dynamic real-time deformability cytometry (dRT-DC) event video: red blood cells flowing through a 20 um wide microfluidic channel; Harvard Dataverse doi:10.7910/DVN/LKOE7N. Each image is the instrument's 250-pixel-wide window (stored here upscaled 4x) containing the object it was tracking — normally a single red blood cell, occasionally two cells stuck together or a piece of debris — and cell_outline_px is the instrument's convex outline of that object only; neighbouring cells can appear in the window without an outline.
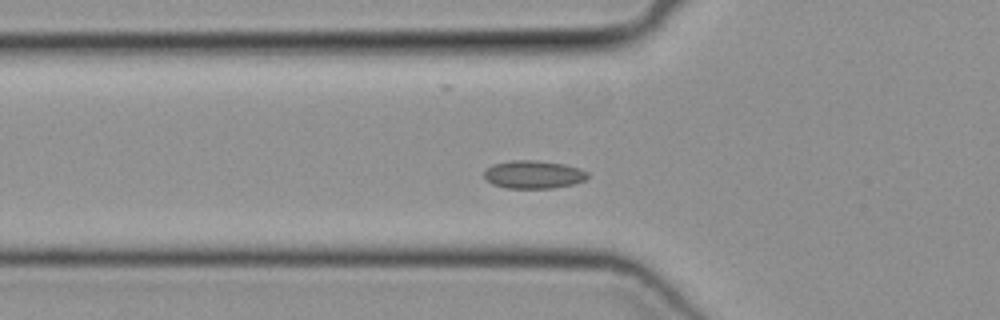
{"species": "common noctule bat (a hibernating species)", "species_latin": "Nyctalus noctula", "temperature_condition": "cold", "stored_images_in_passage": 45, "camera_frame_rate_fps": 3000, "um_per_image_px": 0.085, "animal": {"sex": "female", "body_mass_g": 19.3, "forearm_length_mm": 54.1}, "frame": {"image": 1, "passage_image": 11, "time_ms": 3.333, "image_size_px": [1000, 320], "cell_outline_px": [[588, 176], [584, 180], [576, 184], [552, 188], [504, 188], [492, 184], [484, 180], [484, 168], [492, 164], [512, 160], [536, 160], [564, 164], [580, 168], [588, 172]], "centroid_in_image_um": [45.31, 14.83], "position_along_channel_um": 80.5, "area_um2": 17.22}}
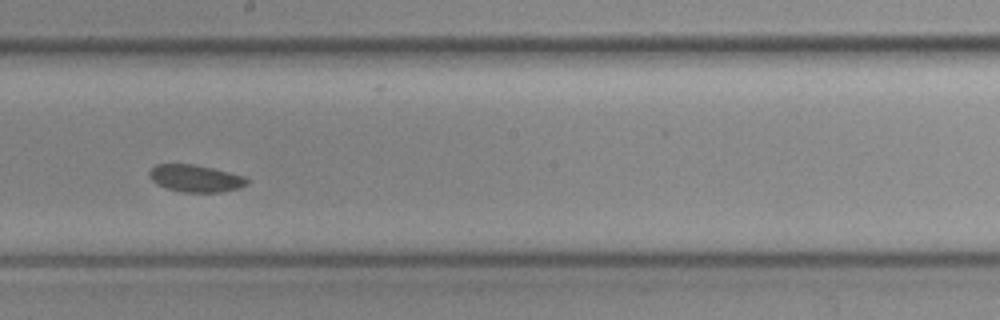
{"frame": {"image": 2, "passage_image": 22, "time_ms": 7.0, "image_size_px": [1000, 320], "cell_outline_px": [[248, 184], [240, 188], [220, 192], [184, 192], [168, 188], [156, 184], [152, 180], [148, 172], [156, 164], [192, 164], [212, 168], [244, 176], [248, 180]], "centroid_in_image_um": [16.62, 15.16], "position_along_channel_um": 231.6, "area_um2": 15.32}}
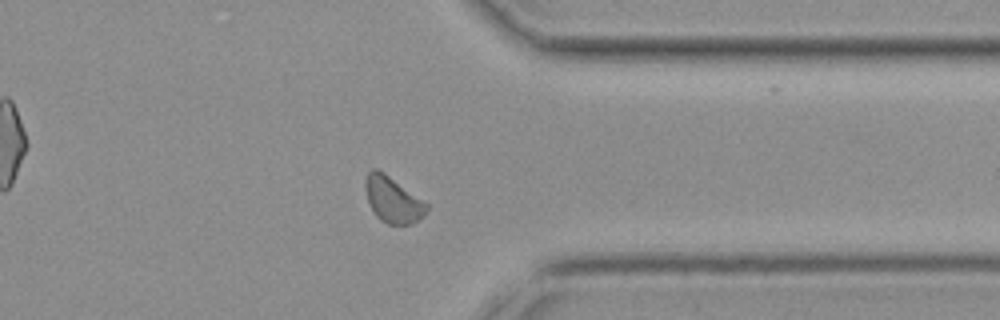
{"frame": {"image": 3, "passage_image": 33, "time_ms": 10.667, "image_size_px": [1000, 320], "cell_outline_px": [[428, 208], [424, 216], [412, 224], [388, 224], [380, 220], [372, 212], [364, 188], [364, 180], [368, 172], [372, 168], [376, 168], [384, 172], [428, 204]], "centroid_in_image_um": [33.36, 16.97], "position_along_channel_um": 378.0, "area_um2": 16.47}}